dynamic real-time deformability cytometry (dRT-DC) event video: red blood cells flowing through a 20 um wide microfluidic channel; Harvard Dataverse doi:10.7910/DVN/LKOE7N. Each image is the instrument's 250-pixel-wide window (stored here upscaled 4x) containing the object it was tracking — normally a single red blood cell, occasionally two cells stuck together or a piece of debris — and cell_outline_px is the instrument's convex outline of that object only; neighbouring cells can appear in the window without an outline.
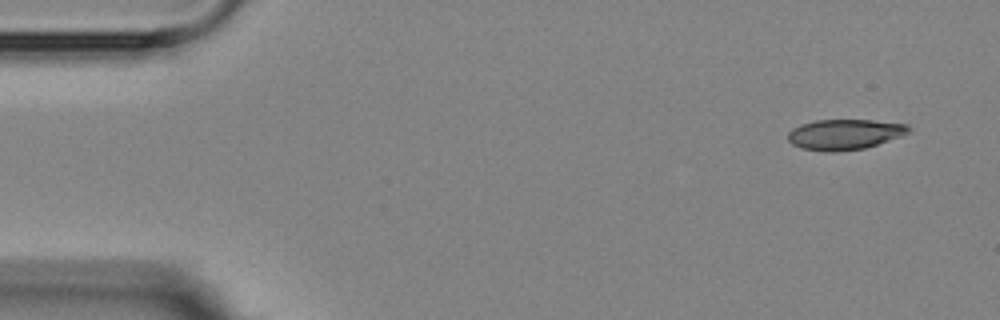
{"species": "Egyptian fruit bat (a non-hibernating species)", "species_latin": "Rousettus aegyptiacus", "temperature_condition": "room temperature", "stored_images_in_passage": 4, "camera_frame_rate_fps": 3000, "um_per_image_px": 0.085, "animal": {"sex": "female"}, "frame": {"image": 1, "passage_image": 1, "time_ms": 0.0, "image_size_px": [1000, 320], "cell_outline_px": [[912, 132], [864, 148], [836, 152], [828, 152], [800, 148], [792, 144], [788, 140], [788, 132], [792, 128], [800, 124], [816, 120], [872, 120], [908, 124], [912, 128]], "centroid_in_image_um": [71.79, 11.42], "position_along_channel_um": 13.2, "area_um2": 21.5}}